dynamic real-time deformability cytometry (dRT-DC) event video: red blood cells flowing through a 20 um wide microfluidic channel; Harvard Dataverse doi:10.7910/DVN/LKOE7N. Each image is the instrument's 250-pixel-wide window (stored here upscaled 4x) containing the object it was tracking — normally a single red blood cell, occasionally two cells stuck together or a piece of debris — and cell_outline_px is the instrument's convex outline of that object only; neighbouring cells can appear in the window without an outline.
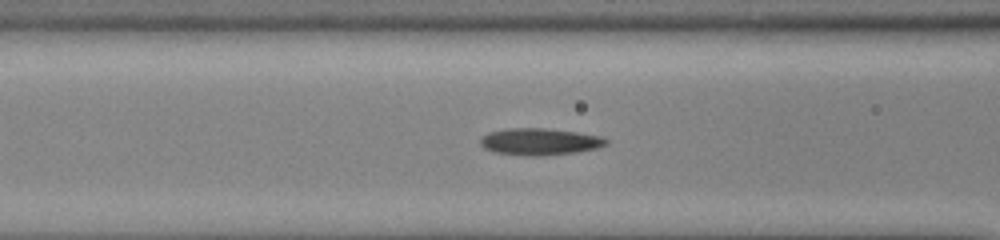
{"species": "common noctule bat (a hibernating species)", "species_latin": "Nyctalus noctula", "temperature_condition": "cold", "stored_images_in_passage": 42, "camera_frame_rate_fps": 3000, "um_per_image_px": 0.085, "animal": {"sex": "male", "body_mass_g": 13.0, "forearm_length_mm": 53.1}, "frame": {"image": 1, "passage_image": 14, "time_ms": 4.333, "image_size_px": [1000, 240], "cell_outline_px": [[608, 144], [596, 148], [576, 152], [540, 156], [532, 156], [492, 152], [484, 148], [480, 144], [480, 140], [488, 132], [504, 128], [544, 128], [576, 132], [604, 136], [608, 140]], "centroid_in_image_um": [45.88, 12.03], "position_along_channel_um": 120.7, "area_um2": 19.77}}
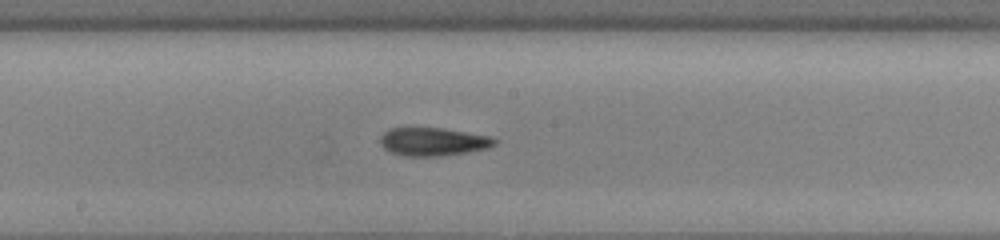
{"frame": {"image": 2, "passage_image": 21, "time_ms": 6.667, "image_size_px": [1000, 240], "cell_outline_px": [[496, 144], [488, 148], [468, 152], [444, 156], [404, 156], [392, 152], [384, 148], [380, 144], [380, 136], [388, 128], [444, 128], [488, 136], [496, 140]], "centroid_in_image_um": [36.79, 12.05], "position_along_channel_um": 211.4, "area_um2": 18.79}}
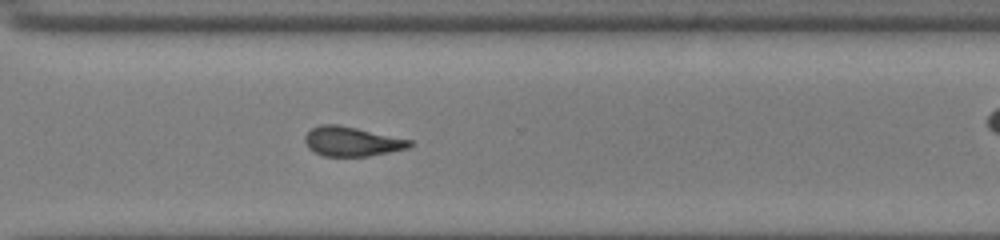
{"frame": {"image": 3, "passage_image": 31, "time_ms": 10.0, "image_size_px": [1000, 240], "cell_outline_px": [[416, 144], [408, 148], [368, 156], [324, 156], [308, 148], [304, 140], [304, 136], [312, 128], [320, 124], [336, 124], [356, 128], [412, 140]], "centroid_in_image_um": [29.91, 12.02], "position_along_channel_um": 340.7, "area_um2": 17.92}, "authors_computed_cell_mechanics": {"area_um2": 18.6694, "velocity_mm_per_s": 3.8816, "shape_relaxation_time_tau1_ms": 4.6737, "shape_relaxation_time_tau2_ms": 5.977, "deformation_change_tau1": 0.1483, "deformation_change_tau2": 0.1668}}